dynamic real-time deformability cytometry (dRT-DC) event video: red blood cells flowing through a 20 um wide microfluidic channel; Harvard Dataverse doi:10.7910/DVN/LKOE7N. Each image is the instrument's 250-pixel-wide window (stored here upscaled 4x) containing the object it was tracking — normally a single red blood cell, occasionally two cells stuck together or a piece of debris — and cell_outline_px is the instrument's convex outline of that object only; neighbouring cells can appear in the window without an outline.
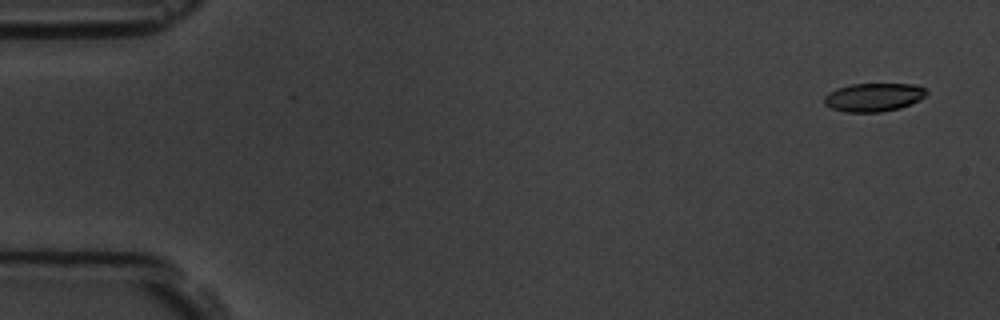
{"species": "common noctule bat (a hibernating species)", "species_latin": "Nyctalus noctula", "temperature_condition": "room temperature", "stored_images_in_passage": 6, "segment_of_instrument_passage": [1, 2], "camera_frame_rate_fps": 3000, "um_per_image_px": 0.085, "animal": {"sex": "male", "body_mass_g": 19.5, "forearm_length_mm": 54.6}, "frame": {"image": 1, "passage_image": 1, "time_ms": 0.0, "image_size_px": [1000, 320], "cell_outline_px": [[928, 92], [920, 100], [900, 108], [880, 112], [844, 112], [832, 108], [824, 104], [824, 96], [828, 92], [836, 88], [852, 84], [916, 84], [924, 88]], "centroid_in_image_um": [74.24, 8.26], "position_along_channel_um": 10.8, "area_um2": 16.99}}
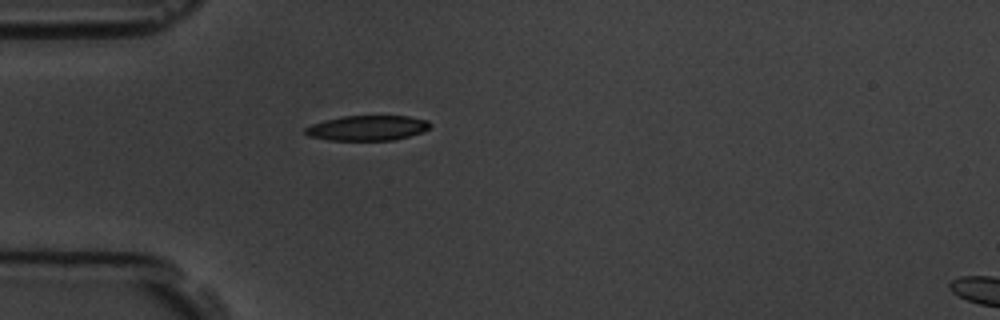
{"frame": {"image": 2, "passage_image": 5, "time_ms": 4.667, "image_size_px": [1000, 320], "cell_outline_px": [[432, 124], [424, 132], [392, 140], [328, 140], [308, 136], [304, 132], [304, 128], [312, 124], [324, 120], [344, 116], [408, 116], [428, 120]], "centroid_in_image_um": [31.22, 10.88], "position_along_channel_um": 53.8, "area_um2": 18.26}}